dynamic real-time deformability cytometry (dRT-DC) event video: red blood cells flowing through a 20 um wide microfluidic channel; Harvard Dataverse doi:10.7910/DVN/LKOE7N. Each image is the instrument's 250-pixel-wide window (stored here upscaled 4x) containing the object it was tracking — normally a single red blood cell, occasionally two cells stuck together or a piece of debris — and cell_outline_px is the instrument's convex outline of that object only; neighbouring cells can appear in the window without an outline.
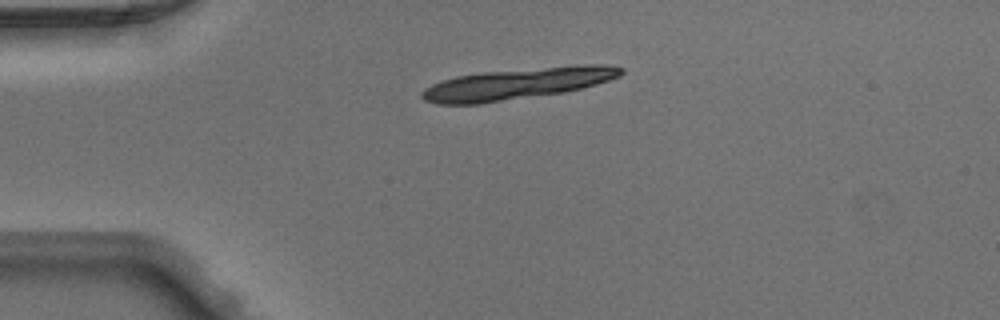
{"species": "Egyptian fruit bat (a non-hibernating species)", "species_latin": "Rousettus aegyptiacus", "temperature_condition": "warm", "stored_images_in_passage": 6, "camera_frame_rate_fps": 3000, "um_per_image_px": 0.085, "animal": {"sex": "male"}, "frame": {"image": 1, "passage_image": 1, "time_ms": 0.0, "image_size_px": [1000, 320], "cell_outline_px": [[624, 72], [620, 76], [596, 84], [564, 92], [480, 104], [436, 104], [424, 100], [420, 96], [420, 92], [424, 88], [432, 84], [456, 76], [480, 72], [576, 64], [608, 64], [624, 68]], "centroid_in_image_um": [43.98, 7.1], "position_along_channel_um": 41.0, "area_um2": 36.7}}